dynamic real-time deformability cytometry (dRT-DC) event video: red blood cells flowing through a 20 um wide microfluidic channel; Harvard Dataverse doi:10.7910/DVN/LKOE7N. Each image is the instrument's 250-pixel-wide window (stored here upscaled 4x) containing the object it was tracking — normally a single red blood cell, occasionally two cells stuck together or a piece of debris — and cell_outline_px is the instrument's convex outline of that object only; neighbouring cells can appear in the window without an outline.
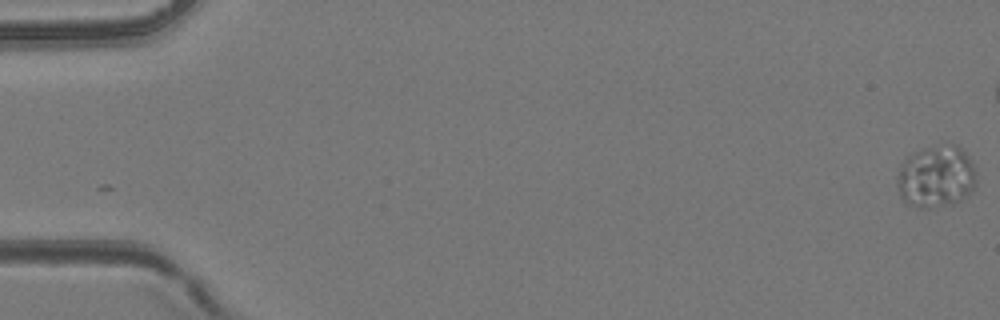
{"species": "common noctule bat (a hibernating species)", "species_latin": "Nyctalus noctula", "temperature_condition": "room temperature", "stored_images_in_passage": 2, "camera_frame_rate_fps": 3000, "um_per_image_px": 0.085, "animal": {"sex": "female", "body_mass_g": 24.6, "forearm_length_mm": 56.2}, "frame": {"image": 1, "passage_image": 2, "time_ms": 1.0, "image_size_px": [1000, 320], "cell_outline_px": [[976, 184], [960, 200], [952, 204], [928, 208], [916, 208], [904, 204], [900, 196], [896, 184], [896, 176], [900, 164], [912, 152], [936, 144], [956, 144], [972, 160], [976, 172]], "centroid_in_image_um": [79.52, 15.0], "position_along_channel_um": 5.5, "area_um2": 29.3}}